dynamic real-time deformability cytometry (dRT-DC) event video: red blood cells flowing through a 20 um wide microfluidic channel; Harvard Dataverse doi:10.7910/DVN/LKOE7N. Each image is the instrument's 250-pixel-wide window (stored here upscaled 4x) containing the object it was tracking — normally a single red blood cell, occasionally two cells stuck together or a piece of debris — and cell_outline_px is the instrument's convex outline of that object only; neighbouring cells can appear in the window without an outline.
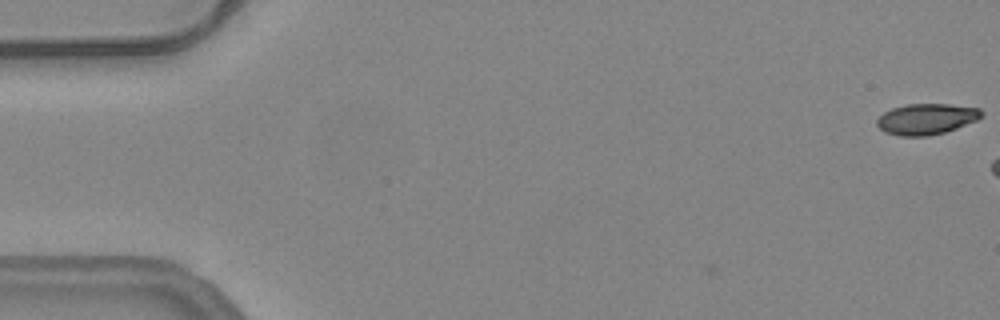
{"species": "common noctule bat (a hibernating species)", "species_latin": "Nyctalus noctula", "temperature_condition": "warm", "stored_images_in_passage": 8, "camera_frame_rate_fps": 3000, "um_per_image_px": 0.085, "animal": {"sex": "female", "body_mass_g": 24.6, "forearm_length_mm": 56.2}, "frame": {"image": 1, "passage_image": 1, "time_ms": 0.0, "image_size_px": [1000, 320], "cell_outline_px": [[984, 116], [976, 120], [956, 128], [944, 132], [928, 136], [900, 136], [884, 132], [876, 124], [876, 120], [884, 112], [892, 108], [908, 104], [948, 104], [980, 108], [984, 112]], "centroid_in_image_um": [78.75, 10.11], "position_along_channel_um": 6.2, "area_um2": 18.84}}